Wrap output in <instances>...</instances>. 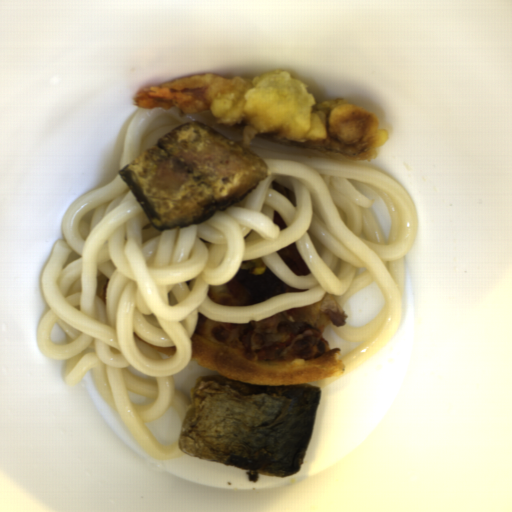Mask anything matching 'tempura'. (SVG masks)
Wrapping results in <instances>:
<instances>
[{
    "mask_svg": "<svg viewBox=\"0 0 512 512\" xmlns=\"http://www.w3.org/2000/svg\"><path fill=\"white\" fill-rule=\"evenodd\" d=\"M142 109L178 108L213 118L248 149L253 138L372 161L388 141L370 110L343 99L318 102L306 83L273 69L244 79L204 73L147 86L132 100Z\"/></svg>",
    "mask_w": 512,
    "mask_h": 512,
    "instance_id": "8679c707",
    "label": "tempura"
}]
</instances>
